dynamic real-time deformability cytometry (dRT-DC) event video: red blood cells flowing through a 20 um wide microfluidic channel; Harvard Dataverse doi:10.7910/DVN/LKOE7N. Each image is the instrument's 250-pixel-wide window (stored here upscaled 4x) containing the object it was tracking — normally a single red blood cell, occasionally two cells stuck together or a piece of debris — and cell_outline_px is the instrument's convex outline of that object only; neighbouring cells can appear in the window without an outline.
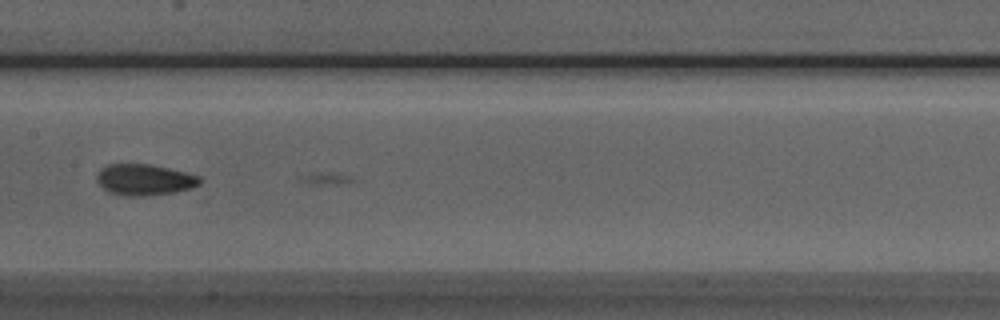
{"species": "Egyptian fruit bat (a non-hibernating species)", "species_latin": "Rousettus aegyptiacus", "temperature_condition": "room temperature", "stored_images_in_passage": 12, "camera_frame_rate_fps": 3000, "um_per_image_px": 0.085, "animal": {"sex": "male"}, "frame": {"image": 1, "passage_image": 10, "time_ms": 3.0, "image_size_px": [1000, 320], "cell_outline_px": [[204, 180], [200, 184], [176, 192], [144, 196], [124, 196], [108, 192], [96, 180], [96, 176], [100, 168], [108, 164], [152, 164], [200, 176]], "centroid_in_image_um": [12.27, 15.27], "position_along_channel_um": 195.1, "area_um2": 18.79}}